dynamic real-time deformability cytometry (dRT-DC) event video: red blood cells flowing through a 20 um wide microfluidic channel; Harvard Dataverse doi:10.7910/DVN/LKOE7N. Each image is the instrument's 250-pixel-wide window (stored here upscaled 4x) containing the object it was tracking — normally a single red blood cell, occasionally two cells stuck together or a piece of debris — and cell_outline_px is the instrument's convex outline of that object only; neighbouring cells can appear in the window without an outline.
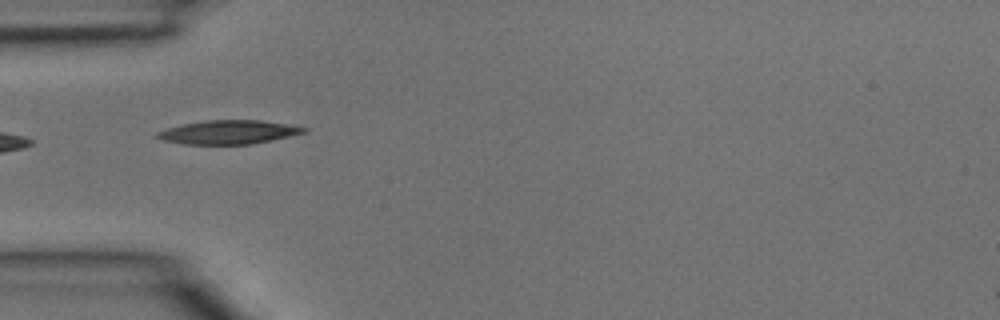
{"species": "common noctule bat (a hibernating species)", "species_latin": "Nyctalus noctula", "temperature_condition": "room temperature", "stored_images_in_passage": 2, "camera_frame_rate_fps": 3000, "um_per_image_px": 0.085, "animal": {"sex": "male", "body_mass_g": 15.6}, "frame": {"image": 1, "passage_image": 2, "time_ms": 0.333, "image_size_px": [1000, 320], "cell_outline_px": [[308, 128], [304, 132], [272, 140], [252, 144], [184, 144], [164, 140], [156, 136], [156, 132], [180, 124], [204, 120], [260, 120], [292, 124]], "centroid_in_image_um": [19.43, 11.22], "position_along_channel_um": 65.6, "area_um2": 20.29}}